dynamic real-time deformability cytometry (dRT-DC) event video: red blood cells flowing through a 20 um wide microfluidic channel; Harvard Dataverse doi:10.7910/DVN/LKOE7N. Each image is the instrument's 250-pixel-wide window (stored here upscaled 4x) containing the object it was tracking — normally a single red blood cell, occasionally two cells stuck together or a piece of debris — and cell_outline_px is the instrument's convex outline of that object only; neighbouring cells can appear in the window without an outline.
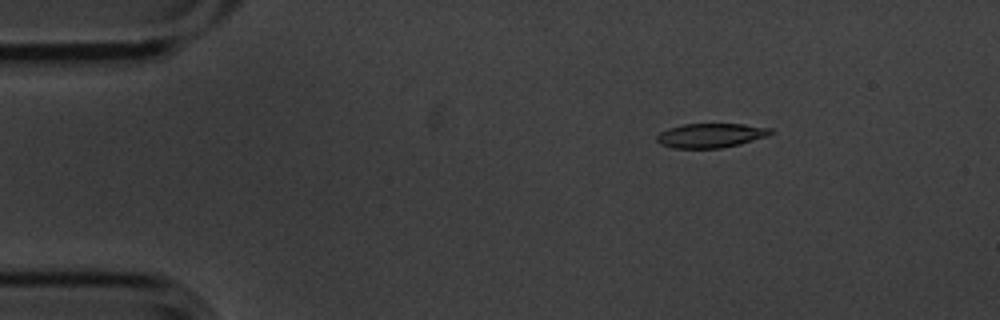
{"species": "common noctule bat (a hibernating species)", "species_latin": "Nyctalus noctula", "temperature_condition": "cold", "stored_images_in_passage": 5, "camera_frame_rate_fps": 3000, "um_per_image_px": 0.085, "animal": {"sex": "male", "body_mass_g": 20.1, "forearm_length_mm": 53.5}, "frame": {"image": 1, "passage_image": 3, "time_ms": 0.667, "image_size_px": [1000, 320], "cell_outline_px": [[776, 132], [768, 136], [740, 144], [720, 148], [676, 148], [660, 144], [656, 140], [656, 136], [660, 132], [668, 128], [684, 124], [744, 124], [772, 128]], "centroid_in_image_um": [60.45, 11.51], "position_along_channel_um": 24.5, "area_um2": 16.24}}